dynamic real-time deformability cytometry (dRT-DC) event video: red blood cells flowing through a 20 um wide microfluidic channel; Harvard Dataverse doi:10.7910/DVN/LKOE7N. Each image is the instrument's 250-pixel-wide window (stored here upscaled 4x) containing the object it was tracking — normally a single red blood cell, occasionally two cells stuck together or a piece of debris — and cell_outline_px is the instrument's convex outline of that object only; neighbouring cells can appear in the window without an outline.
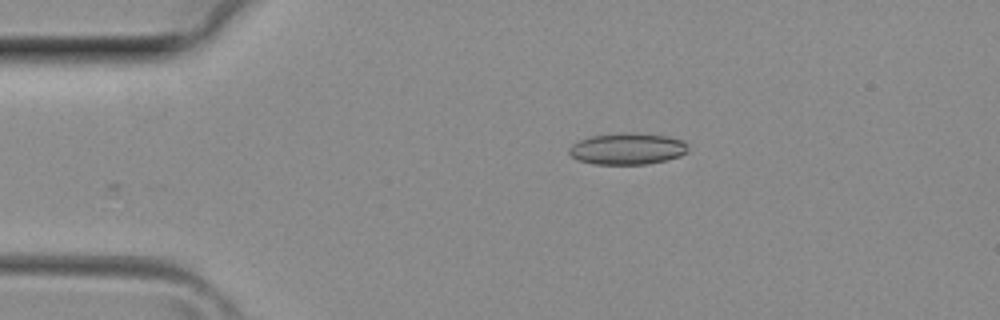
{"species": "common noctule bat (a hibernating species)", "species_latin": "Nyctalus noctula", "temperature_condition": "room temperature", "stored_images_in_passage": 27, "camera_frame_rate_fps": 3000, "um_per_image_px": 0.085, "animal": {"sex": "female", "body_mass_g": 29.2, "forearm_length_mm": 56.3}, "frame": {"image": 1, "passage_image": 1, "time_ms": 0.0, "image_size_px": [1000, 320], "cell_outline_px": [[688, 152], [680, 156], [648, 164], [596, 164], [576, 160], [568, 152], [568, 148], [572, 144], [588, 136], [628, 132], [636, 132], [668, 136], [684, 140], [688, 144]], "centroid_in_image_um": [53.34, 12.63], "position_along_channel_um": 31.7, "area_um2": 22.14}}
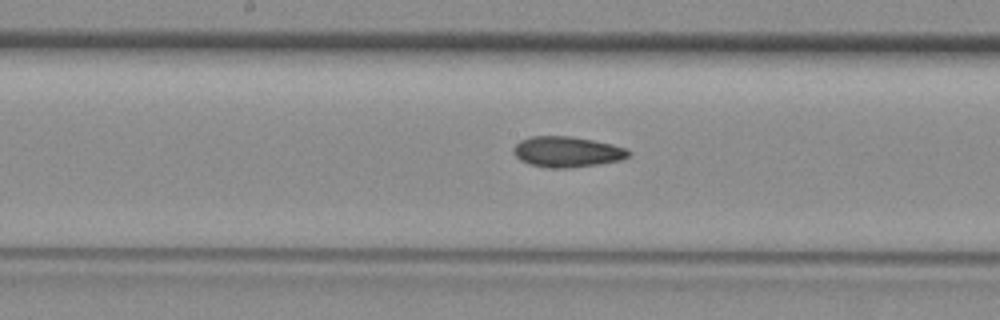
{"frame": {"image": 2, "passage_image": 13, "time_ms": 4.0, "image_size_px": [1000, 320], "cell_outline_px": [[632, 152], [628, 156], [620, 160], [596, 164], [568, 168], [548, 168], [528, 164], [520, 160], [512, 152], [512, 148], [520, 140], [528, 136], [568, 136], [592, 140], [612, 144], [624, 148]], "centroid_in_image_um": [48.14, 12.9], "position_along_channel_um": 200.1, "area_um2": 20.52}}
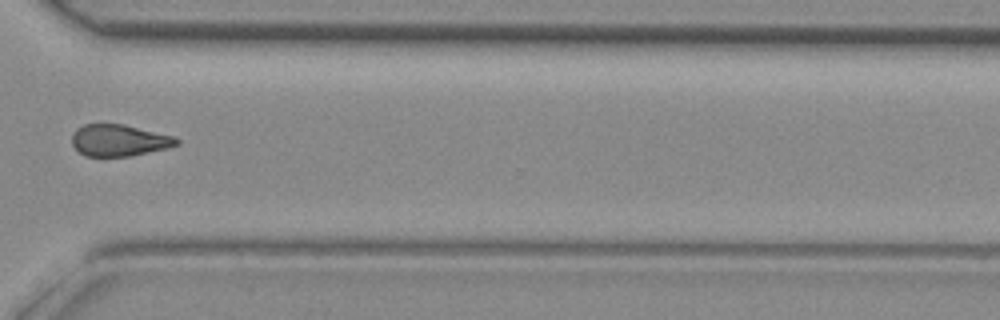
{"frame": {"image": 3, "passage_image": 22, "time_ms": 7.0, "image_size_px": [1000, 320], "cell_outline_px": [[180, 144], [168, 148], [128, 156], [84, 156], [72, 144], [72, 132], [76, 128], [84, 124], [100, 120], [124, 124], [176, 136], [180, 140]], "centroid_in_image_um": [10.1, 11.87], "position_along_channel_um": 360.5, "area_um2": 20.06}}